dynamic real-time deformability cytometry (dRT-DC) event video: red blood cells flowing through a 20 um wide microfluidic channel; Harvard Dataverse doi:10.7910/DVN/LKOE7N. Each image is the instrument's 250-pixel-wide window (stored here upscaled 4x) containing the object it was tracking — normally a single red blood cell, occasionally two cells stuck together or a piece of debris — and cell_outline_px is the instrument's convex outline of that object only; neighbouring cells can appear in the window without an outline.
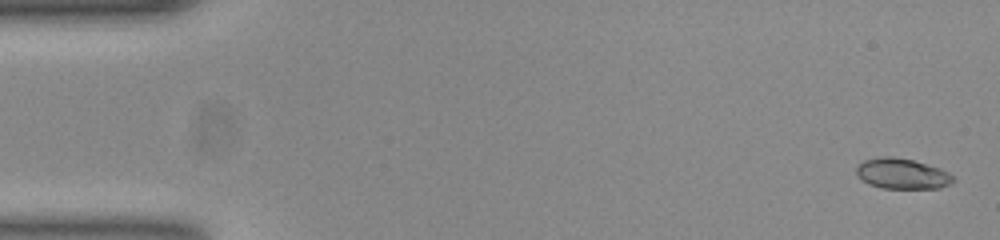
{"species": "common noctule bat (a hibernating species)", "species_latin": "Nyctalus noctula", "temperature_condition": "room temperature", "stored_images_in_passage": 54, "camera_frame_rate_fps": 3000, "um_per_image_px": 0.085, "animal": {"sex": "female", "body_mass_g": 23.0, "forearm_length_mm": 53.4}, "frame": {"image": 1, "passage_image": 2, "time_ms": 0.333, "image_size_px": [1000, 240], "cell_outline_px": [[956, 180], [940, 188], [884, 188], [868, 184], [856, 172], [856, 168], [864, 160], [880, 156], [892, 156], [912, 160], [940, 168], [948, 172]], "centroid_in_image_um": [76.69, 14.76], "position_along_channel_um": 8.3, "area_um2": 16.99}}
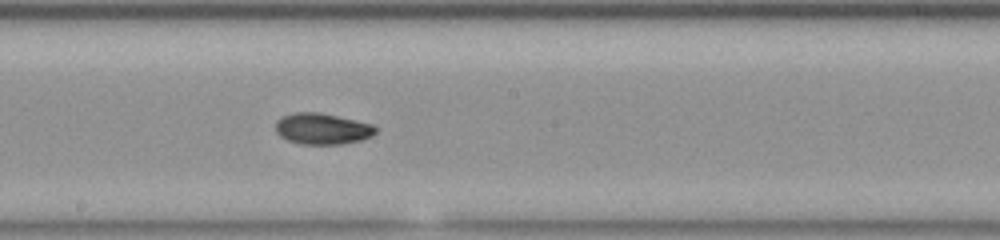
{"frame": {"image": 2, "passage_image": 29, "time_ms": 9.333, "image_size_px": [1000, 240], "cell_outline_px": [[376, 132], [360, 140], [340, 144], [304, 144], [288, 140], [280, 136], [276, 132], [276, 120], [292, 112], [320, 112], [372, 124], [376, 128]], "centroid_in_image_um": [27.35, 10.93], "position_along_channel_um": 220.8, "area_um2": 17.92}}
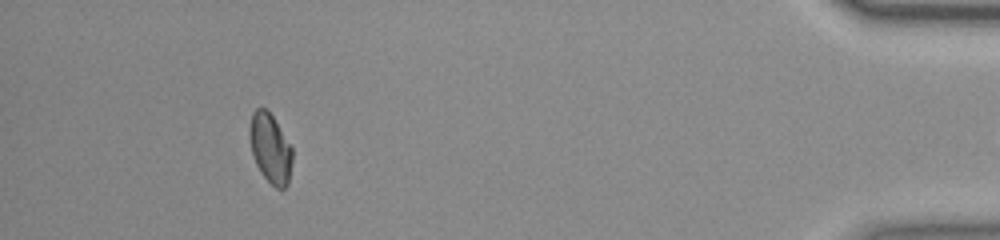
{"frame": {"image": 3, "passage_image": 49, "time_ms": 16.0, "image_size_px": [1000, 240], "cell_outline_px": [[292, 160], [288, 184], [284, 188], [276, 188], [264, 176], [256, 164], [252, 152], [248, 136], [248, 132], [252, 112], [256, 108], [264, 108], [272, 116], [292, 148]], "centroid_in_image_um": [22.96, 12.6], "position_along_channel_um": 412.2, "area_um2": 17.05}, "authors_computed_cell_mechanics": {"area_um2": 17.2822, "velocity_mm_per_s": 3.8583, "shape_relaxation_time_tau1_ms": 2.6256, "shape_relaxation_time_tau2_ms": 2.7045, "deformation_change_tau1": 0.1258, "deformation_change_tau2": 0.0568}}